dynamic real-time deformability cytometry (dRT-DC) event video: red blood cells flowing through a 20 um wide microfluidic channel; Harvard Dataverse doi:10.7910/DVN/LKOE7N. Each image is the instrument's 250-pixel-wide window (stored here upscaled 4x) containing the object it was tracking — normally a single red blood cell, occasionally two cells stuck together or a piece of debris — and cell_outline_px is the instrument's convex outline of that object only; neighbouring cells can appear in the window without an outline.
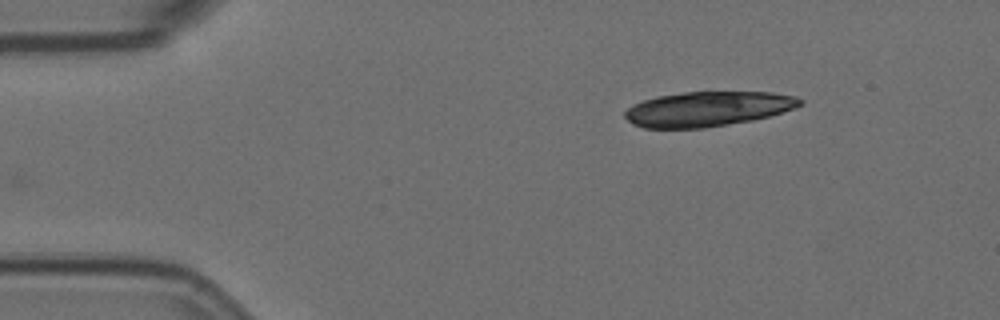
{"species": "Egyptian fruit bat (a non-hibernating species)", "species_latin": "Rousettus aegyptiacus", "temperature_condition": "room temperature", "stored_images_in_passage": 2, "camera_frame_rate_fps": 3000, "um_per_image_px": 0.085, "animal": {"sex": "female"}, "frame": {"image": 1, "passage_image": 1, "time_ms": 0.0, "image_size_px": [1000, 320], "cell_outline_px": [[804, 104], [796, 108], [768, 116], [752, 120], [704, 128], [644, 128], [632, 124], [624, 116], [624, 112], [632, 104], [656, 96], [684, 92], [772, 92], [796, 96], [804, 100]], "centroid_in_image_um": [60.17, 9.25], "position_along_channel_um": 24.8, "area_um2": 35.72}}